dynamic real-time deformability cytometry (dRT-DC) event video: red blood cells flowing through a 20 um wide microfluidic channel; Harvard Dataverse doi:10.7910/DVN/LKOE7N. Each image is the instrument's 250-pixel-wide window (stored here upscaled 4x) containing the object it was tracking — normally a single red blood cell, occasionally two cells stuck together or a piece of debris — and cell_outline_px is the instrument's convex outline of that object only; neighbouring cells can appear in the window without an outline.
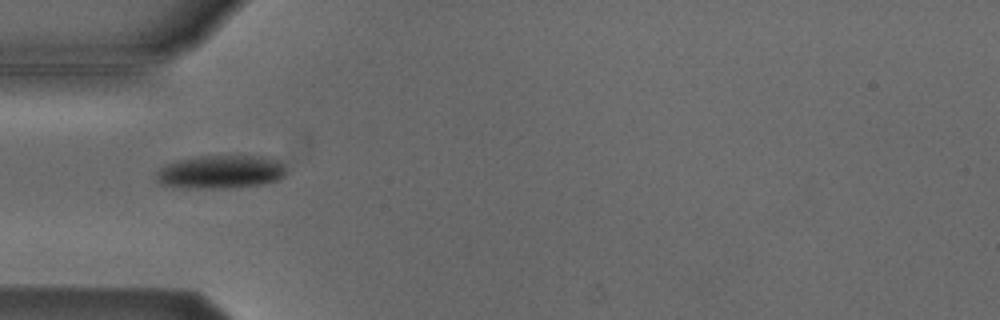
{"species": "Egyptian fruit bat (a non-hibernating species)", "species_latin": "Rousettus aegyptiacus", "temperature_condition": "cold", "stored_images_in_passage": 31, "camera_frame_rate_fps": 3000, "um_per_image_px": 0.085, "animal": {"sex": "male"}, "frame": {"image": 1, "passage_image": 1, "time_ms": 0.0, "image_size_px": [1000, 320], "cell_outline_px": [[284, 176], [280, 180], [260, 184], [224, 188], [180, 188], [160, 184], [156, 180], [156, 172], [160, 168], [168, 164], [180, 160], [200, 156], [264, 156], [276, 160], [284, 164]], "centroid_in_image_um": [18.74, 14.62], "position_along_channel_um": 66.3, "area_um2": 25.14}}
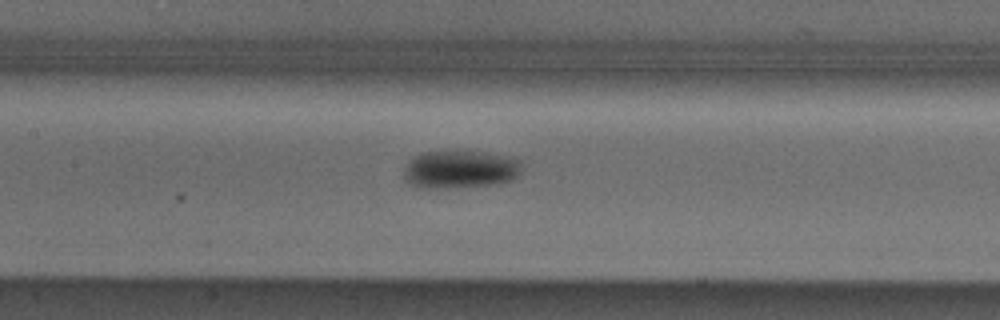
{"frame": {"image": 2, "passage_image": 9, "time_ms": 2.667, "image_size_px": [1000, 320], "cell_outline_px": [[520, 172], [512, 180], [500, 184], [456, 188], [416, 188], [408, 184], [404, 180], [404, 168], [408, 160], [420, 152], [484, 152], [512, 156], [520, 160]], "centroid_in_image_um": [39.08, 14.42], "position_along_channel_um": 168.3, "area_um2": 26.59}}
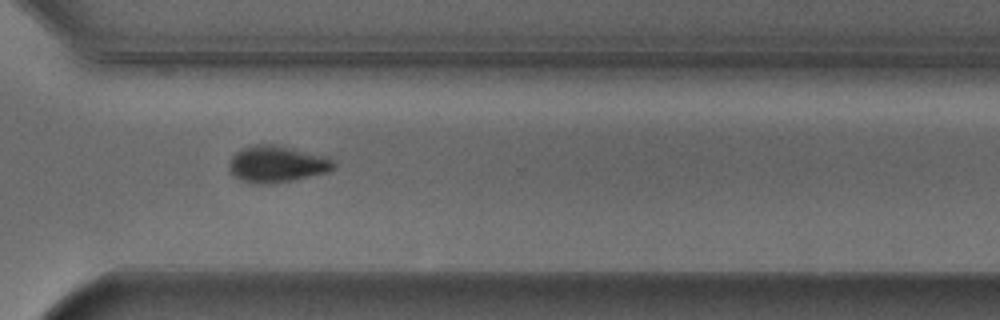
{"frame": {"image": 3, "passage_image": 23, "time_ms": 7.333, "image_size_px": [1000, 320], "cell_outline_px": [[336, 168], [328, 172], [292, 180], [268, 184], [256, 184], [240, 180], [232, 176], [228, 168], [228, 164], [232, 156], [236, 152], [244, 148], [256, 144], [280, 144], [328, 156], [336, 164]], "centroid_in_image_um": [23.55, 13.93], "position_along_channel_um": 347.1, "area_um2": 22.77}, "authors_computed_cell_mechanics": {"area_um2": 24.565, "velocity_mm_per_s": 3.8396, "shape_relaxation_time_tau1_ms": 3.0832, "shape_relaxation_time_tau2_ms": null, "deformation_change_tau1": 0.1096, "deformation_change_tau2": null}}